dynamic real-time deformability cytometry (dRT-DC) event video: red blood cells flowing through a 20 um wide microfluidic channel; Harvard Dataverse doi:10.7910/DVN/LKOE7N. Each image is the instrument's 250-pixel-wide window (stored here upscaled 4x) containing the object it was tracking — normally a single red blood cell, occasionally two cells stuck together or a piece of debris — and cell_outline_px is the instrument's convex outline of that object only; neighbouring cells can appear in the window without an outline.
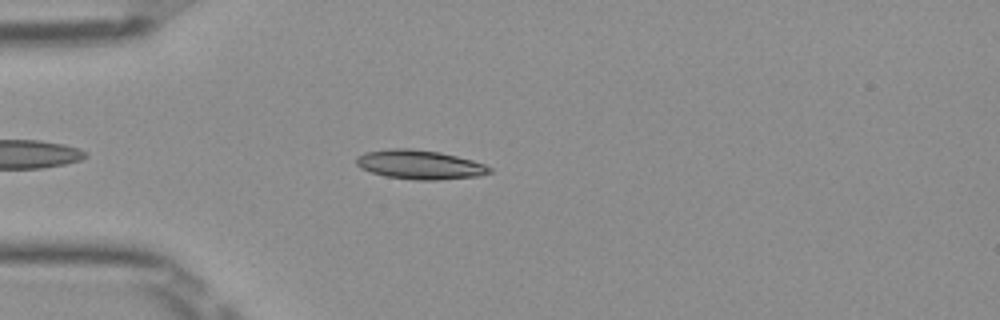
{"species": "Egyptian fruit bat (a non-hibernating species)", "species_latin": "Rousettus aegyptiacus", "temperature_condition": "room temperature", "stored_images_in_passage": 40, "camera_frame_rate_fps": 3000, "um_per_image_px": 0.085, "frame": {"image": 1, "passage_image": 6, "time_ms": 1.667, "image_size_px": [1000, 320], "cell_outline_px": [[492, 172], [480, 176], [436, 180], [416, 180], [388, 176], [372, 172], [360, 168], [356, 164], [356, 156], [364, 152], [388, 148], [408, 148], [440, 152], [472, 160], [484, 164], [492, 168]], "centroid_in_image_um": [35.67, 13.99], "position_along_channel_um": 49.3, "area_um2": 22.66}}
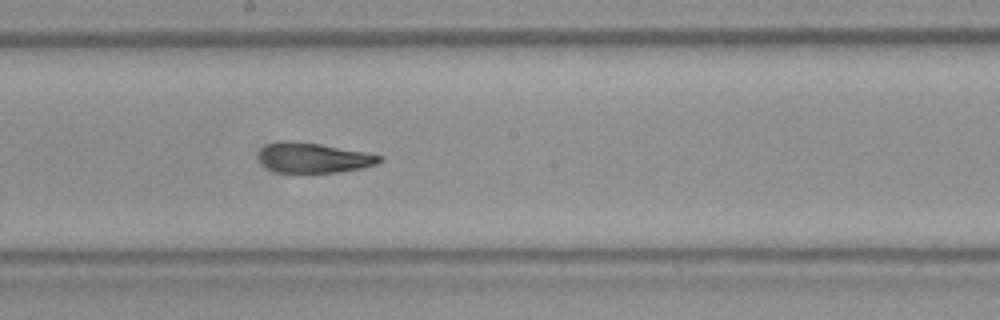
{"frame": {"image": 2, "passage_image": 20, "time_ms": 6.333, "image_size_px": [1000, 320], "cell_outline_px": [[384, 160], [376, 164], [360, 168], [336, 172], [276, 172], [268, 168], [260, 160], [260, 152], [268, 144], [284, 140], [292, 140], [320, 144], [364, 152], [384, 156]], "centroid_in_image_um": [26.69, 13.4], "position_along_channel_um": 221.5, "area_um2": 20.81}}
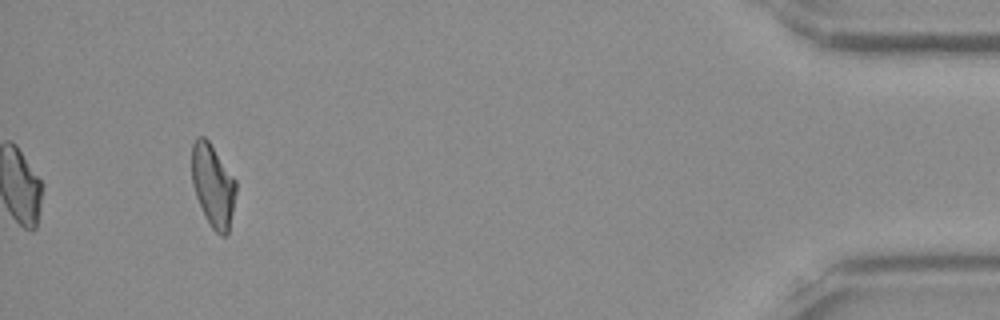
{"frame": {"image": 3, "passage_image": 40, "time_ms": 13.0, "image_size_px": [1000, 320], "cell_outline_px": [[236, 192], [228, 236], [220, 236], [212, 228], [196, 196], [192, 184], [192, 144], [196, 136], [204, 136], [208, 140], [236, 180]], "centroid_in_image_um": [18.11, 15.76], "position_along_channel_um": 417.1, "area_um2": 21.15}, "authors_computed_cell_mechanics": {"area_um2": 21.8484, "velocity_mm_per_s": 3.9716, "shape_relaxation_time_tau1_ms": 9.0793, "shape_relaxation_time_tau2_ms": 2.0772, "deformation_change_tau1": 0.2201, "deformation_change_tau2": 0.0771}}